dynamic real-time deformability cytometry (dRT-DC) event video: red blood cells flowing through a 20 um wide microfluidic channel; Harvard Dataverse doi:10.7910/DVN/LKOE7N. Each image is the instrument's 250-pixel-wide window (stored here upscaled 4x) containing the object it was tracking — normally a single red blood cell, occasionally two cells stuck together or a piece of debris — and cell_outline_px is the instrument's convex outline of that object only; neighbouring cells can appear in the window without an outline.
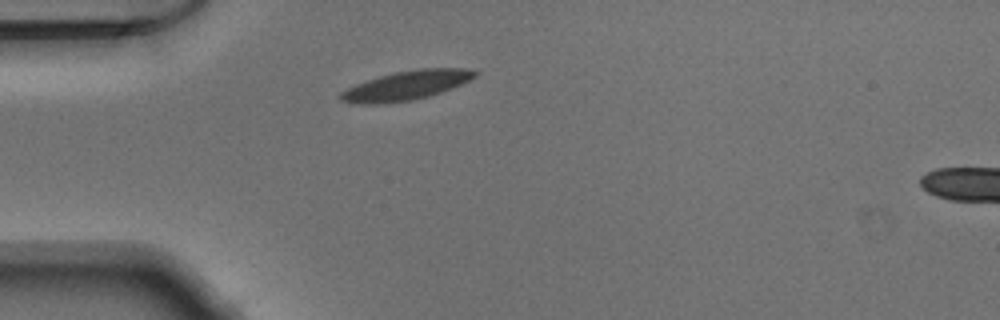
{"species": "Egyptian fruit bat (a non-hibernating species)", "species_latin": "Rousettus aegyptiacus", "temperature_condition": "warm", "stored_images_in_passage": 38, "camera_frame_rate_fps": 3000, "um_per_image_px": 0.085, "animal": {"sex": "male"}, "frame": {"image": 1, "passage_image": 1, "time_ms": 0.0, "image_size_px": [1000, 320], "cell_outline_px": [[480, 72], [476, 76], [460, 84], [440, 92], [428, 96], [412, 100], [384, 104], [352, 104], [340, 100], [336, 96], [340, 92], [364, 80], [396, 72], [420, 68], [464, 68]], "centroid_in_image_um": [34.46, 7.27], "position_along_channel_um": 50.5, "area_um2": 22.89}}
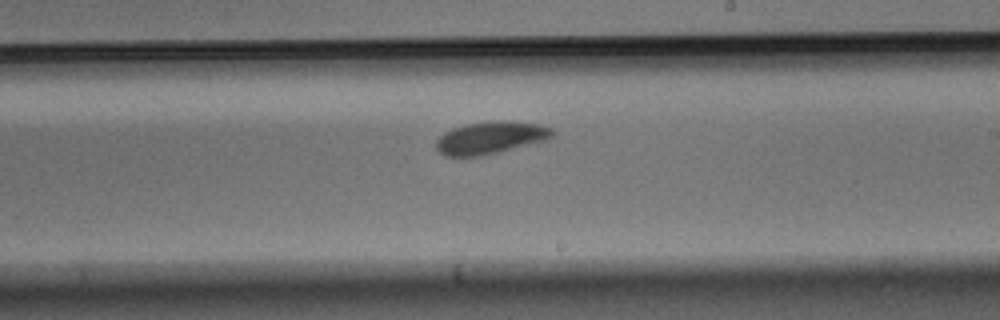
{"frame": {"image": 2, "passage_image": 17, "time_ms": 5.333, "image_size_px": [1000, 320], "cell_outline_px": [[552, 136], [548, 140], [480, 156], [444, 156], [436, 148], [436, 140], [444, 132], [452, 128], [468, 124], [492, 120], [512, 120], [540, 124], [552, 128]], "centroid_in_image_um": [41.7, 11.69], "position_along_channel_um": 247.3, "area_um2": 22.02}}
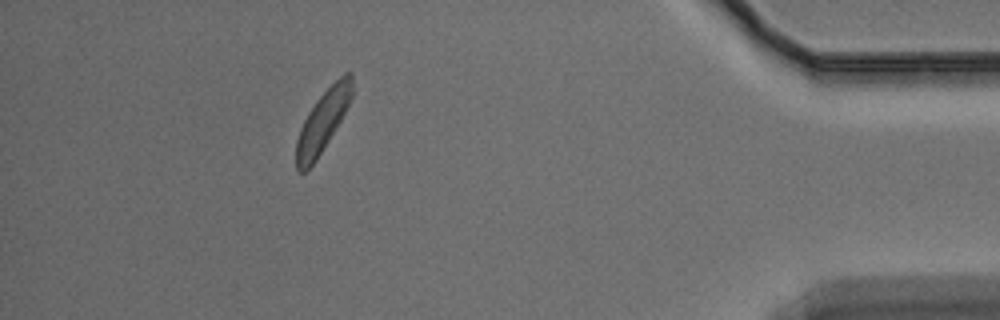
{"frame": {"image": 3, "passage_image": 33, "time_ms": 10.667, "image_size_px": [1000, 320], "cell_outline_px": [[352, 96], [340, 120], [316, 160], [304, 172], [296, 172], [296, 140], [300, 128], [308, 112], [316, 100], [344, 72], [352, 72]], "centroid_in_image_um": [27.41, 10.31], "position_along_channel_um": 407.8, "area_um2": 19.48}}